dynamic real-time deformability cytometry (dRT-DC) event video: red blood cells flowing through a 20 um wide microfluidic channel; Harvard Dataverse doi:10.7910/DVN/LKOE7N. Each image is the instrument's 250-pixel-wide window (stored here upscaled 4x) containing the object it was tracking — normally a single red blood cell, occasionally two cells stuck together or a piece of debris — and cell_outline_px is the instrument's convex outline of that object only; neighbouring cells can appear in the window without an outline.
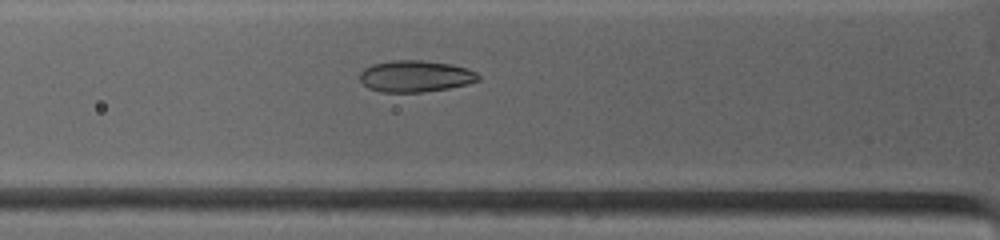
{"species": "common noctule bat (a hibernating species)", "species_latin": "Nyctalus noctula", "temperature_condition": "warm", "stored_images_in_passage": 28, "camera_frame_rate_fps": 4500, "um_per_image_px": 0.085, "animal": {"sex": "female", "body_mass_g": 19.0, "forearm_length_mm": 53.3}, "frame": {"image": 1, "passage_image": 8, "time_ms": 2.889, "image_size_px": [1000, 240], "cell_outline_px": [[480, 80], [468, 84], [448, 88], [424, 92], [380, 92], [368, 88], [360, 80], [360, 72], [364, 68], [372, 64], [392, 60], [424, 60], [452, 64], [468, 68], [476, 72], [480, 76]], "centroid_in_image_um": [35.32, 6.47], "position_along_channel_um": 90.5, "area_um2": 22.02}}
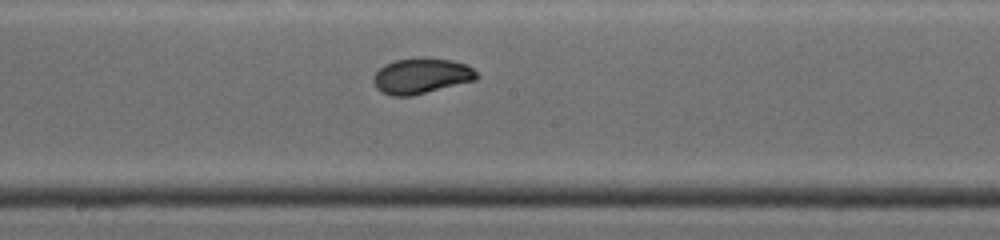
{"frame": {"image": 2, "passage_image": 16, "time_ms": 6.0, "image_size_px": [1000, 240], "cell_outline_px": [[480, 76], [476, 80], [412, 96], [392, 96], [380, 92], [376, 88], [372, 80], [372, 76], [384, 64], [396, 60], [452, 60], [464, 64], [472, 68]], "centroid_in_image_um": [35.78, 6.5], "position_along_channel_um": 212.4, "area_um2": 20.92}}
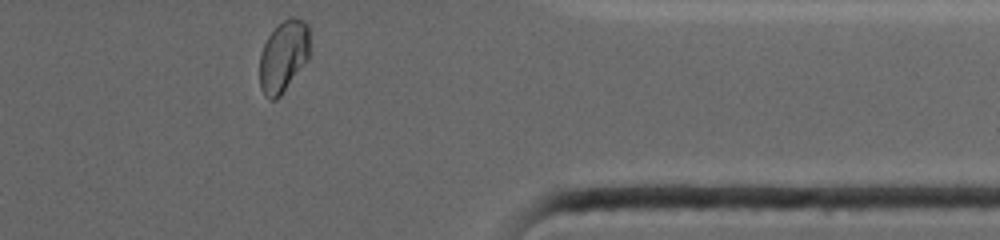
{"frame": {"image": 3, "passage_image": 28, "time_ms": 10.889, "image_size_px": [1000, 240], "cell_outline_px": [[308, 60], [280, 96], [276, 100], [268, 100], [264, 96], [260, 88], [260, 52], [268, 36], [288, 16], [292, 16], [304, 20], [308, 24]], "centroid_in_image_um": [24.08, 4.8], "position_along_channel_um": 387.3, "area_um2": 20.92}}